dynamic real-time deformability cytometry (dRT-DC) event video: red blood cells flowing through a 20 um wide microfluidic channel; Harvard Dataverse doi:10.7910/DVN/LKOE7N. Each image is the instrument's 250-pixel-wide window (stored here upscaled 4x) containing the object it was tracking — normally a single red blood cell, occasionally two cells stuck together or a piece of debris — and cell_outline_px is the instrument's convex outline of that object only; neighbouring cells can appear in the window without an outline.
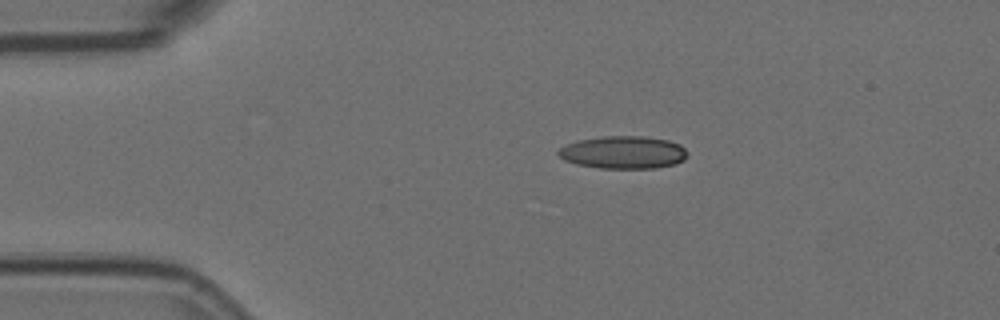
{"species": "Egyptian fruit bat (a non-hibernating species)", "species_latin": "Rousettus aegyptiacus", "temperature_condition": "room temperature", "stored_images_in_passage": 6, "camera_frame_rate_fps": 3000, "um_per_image_px": 0.085, "animal": {"sex": "female"}, "frame": {"image": 1, "passage_image": 6, "time_ms": 1.667, "image_size_px": [1000, 320], "cell_outline_px": [[688, 152], [684, 160], [676, 164], [656, 168], [600, 168], [576, 164], [564, 160], [556, 152], [560, 148], [576, 140], [600, 136], [644, 136], [668, 140], [680, 144]], "centroid_in_image_um": [52.99, 12.95], "position_along_channel_um": 32.0, "area_um2": 24.74}}